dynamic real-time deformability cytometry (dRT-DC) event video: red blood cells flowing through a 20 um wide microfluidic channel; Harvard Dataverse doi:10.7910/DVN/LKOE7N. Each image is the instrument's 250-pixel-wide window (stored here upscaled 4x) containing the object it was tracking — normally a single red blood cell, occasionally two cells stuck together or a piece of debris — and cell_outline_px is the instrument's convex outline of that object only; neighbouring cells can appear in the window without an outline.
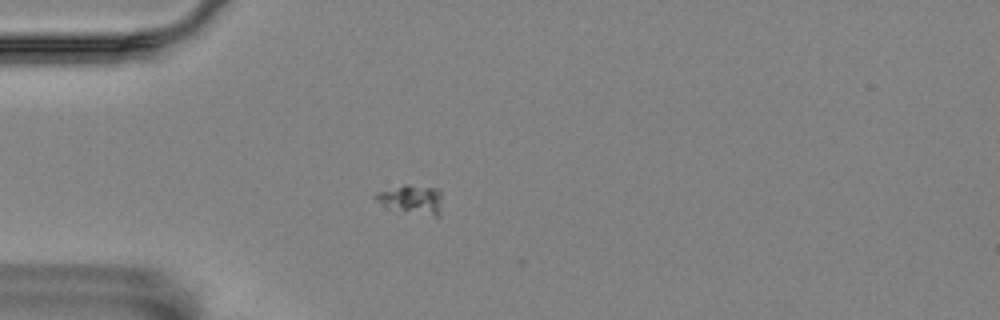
{"species": "Egyptian fruit bat (a non-hibernating species)", "species_latin": "Rousettus aegyptiacus", "temperature_condition": "room temperature", "stored_images_in_passage": 38, "camera_frame_rate_fps": 3000, "um_per_image_px": 0.085, "animal": {"sex": "female"}, "frame": {"image": 1, "passage_image": 1, "time_ms": 0.0, "image_size_px": [1000, 320], "cell_outline_px": [[440, 216], [436, 216], [384, 204], [376, 200], [372, 196], [376, 192], [404, 184], [408, 184], [436, 188], [440, 192]], "centroid_in_image_um": [35.0, 16.87], "position_along_channel_um": 50.0, "area_um2": 10.46}}
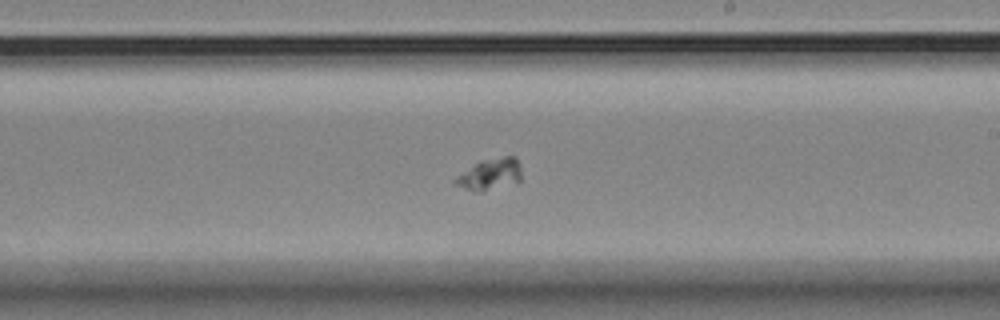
{"frame": {"image": 2, "passage_image": 19, "time_ms": 6.0, "image_size_px": [1000, 320], "cell_outline_px": [[520, 180], [472, 192], [452, 184], [452, 180], [480, 160], [504, 156], [516, 156], [520, 164]], "centroid_in_image_um": [41.6, 14.77], "position_along_channel_um": 247.4, "area_um2": 11.73}}
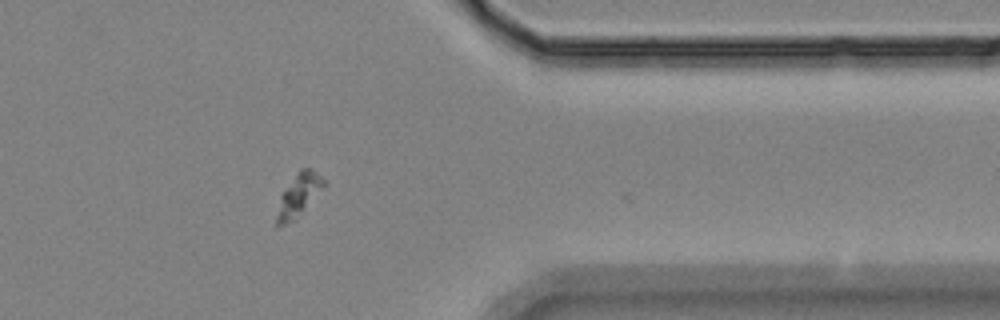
{"frame": {"image": 3, "passage_image": 32, "time_ms": 10.333, "image_size_px": [1000, 320], "cell_outline_px": [[328, 184], [296, 220], [276, 228], [276, 216], [280, 196], [300, 168], [312, 168]], "centroid_in_image_um": [25.41, 16.62], "position_along_channel_um": 386.0, "area_um2": 11.91}}